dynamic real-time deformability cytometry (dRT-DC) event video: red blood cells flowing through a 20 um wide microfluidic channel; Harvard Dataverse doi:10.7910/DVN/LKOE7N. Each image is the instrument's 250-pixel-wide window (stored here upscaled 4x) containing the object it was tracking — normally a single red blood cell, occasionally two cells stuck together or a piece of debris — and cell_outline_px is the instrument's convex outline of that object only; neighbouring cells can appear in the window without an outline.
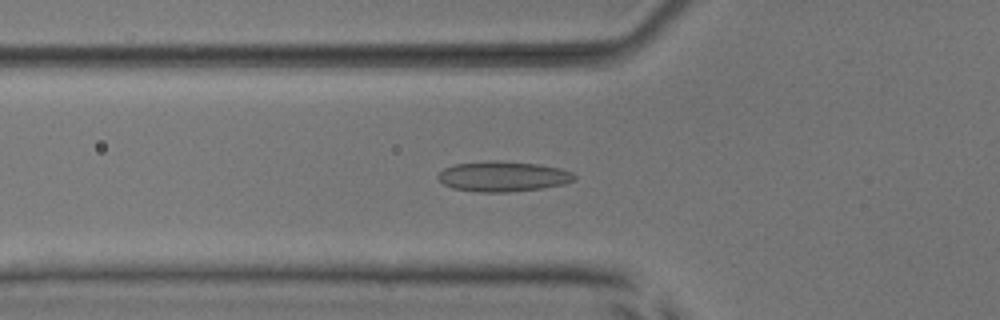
{"species": "common noctule bat (a hibernating species)", "species_latin": "Nyctalus noctula", "temperature_condition": "room temperature", "stored_images_in_passage": 52, "camera_frame_rate_fps": 3000, "um_per_image_px": 0.085, "animal": {"sex": "male", "body_mass_g": 17.9, "forearm_length_mm": 54.2}, "frame": {"image": 1, "passage_image": 19, "time_ms": 6.0, "image_size_px": [1000, 320], "cell_outline_px": [[576, 180], [564, 184], [540, 188], [508, 192], [480, 192], [452, 188], [444, 184], [436, 176], [444, 168], [452, 164], [488, 160], [496, 160], [540, 164], [560, 168], [572, 172], [576, 176]], "centroid_in_image_um": [42.75, 14.98], "position_along_channel_um": 83.1, "area_um2": 24.22}}
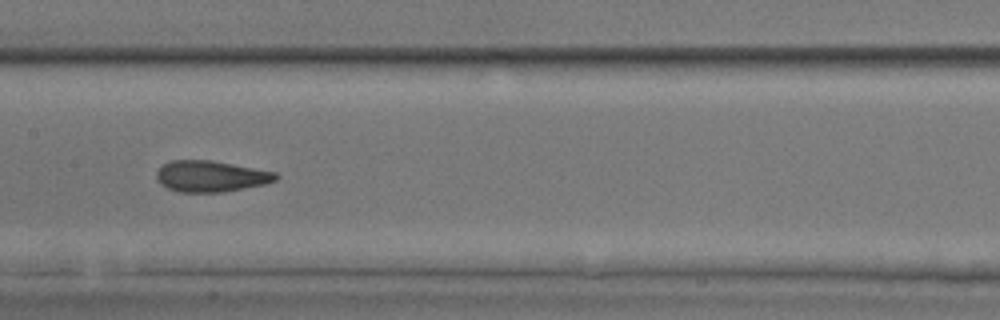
{"frame": {"image": 2, "passage_image": 27, "time_ms": 8.667, "image_size_px": [1000, 320], "cell_outline_px": [[280, 176], [276, 180], [264, 184], [220, 192], [180, 192], [168, 188], [160, 184], [156, 180], [156, 172], [164, 164], [172, 160], [212, 160], [276, 172]], "centroid_in_image_um": [17.91, 14.97], "position_along_channel_um": 189.5, "area_um2": 21.56}}
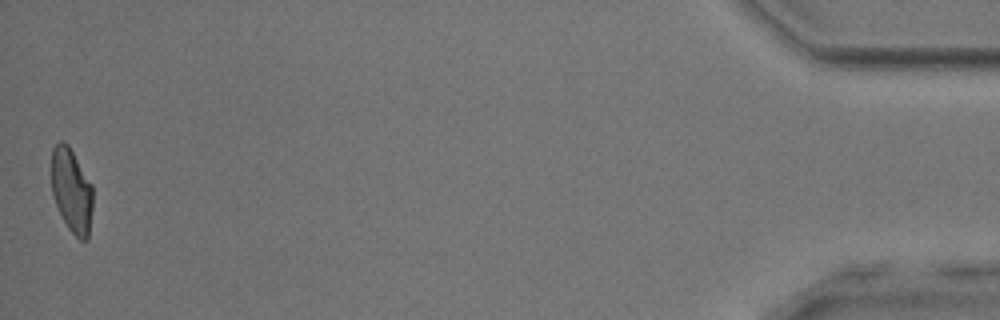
{"frame": {"image": 3, "passage_image": 52, "time_ms": 17.0, "image_size_px": [1000, 320], "cell_outline_px": [[92, 208], [88, 240], [80, 240], [68, 228], [56, 204], [52, 192], [52, 148], [60, 140], [64, 140], [68, 144], [92, 184]], "centroid_in_image_um": [6.09, 16.18], "position_along_channel_um": 429.1, "area_um2": 20.17}, "authors_computed_cell_mechanics": {"area_um2": 21.8484, "velocity_mm_per_s": 3.9859, "shape_relaxation_time_tau1_ms": 9.326, "shape_relaxation_time_tau2_ms": 1.1146, "deformation_change_tau1": 0.214, "deformation_change_tau2": 0.0749}}